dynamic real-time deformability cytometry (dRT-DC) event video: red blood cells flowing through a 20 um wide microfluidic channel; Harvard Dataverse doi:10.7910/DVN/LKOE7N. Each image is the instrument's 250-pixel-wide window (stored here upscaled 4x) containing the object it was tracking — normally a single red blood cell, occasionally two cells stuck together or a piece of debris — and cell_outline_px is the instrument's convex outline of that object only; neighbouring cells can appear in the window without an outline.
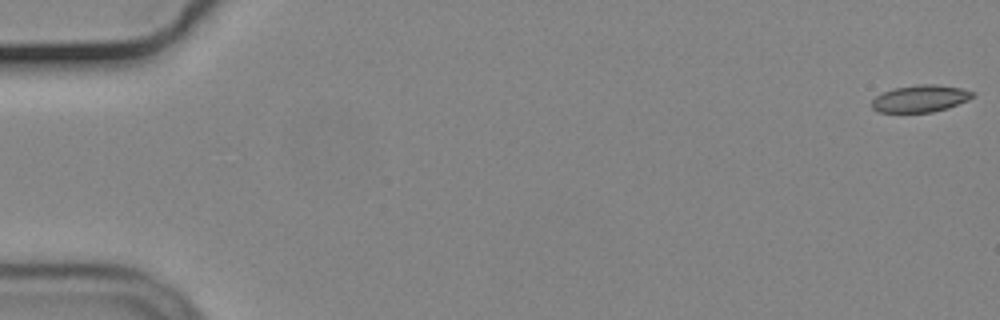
{"species": "common noctule bat (a hibernating species)", "species_latin": "Nyctalus noctula", "temperature_condition": "cold", "stored_images_in_passage": 56, "camera_frame_rate_fps": 3000, "um_per_image_px": 0.085, "animal": {"sex": "male", "body_mass_g": 19.2, "forearm_length_mm": 51.8}, "frame": {"image": 1, "passage_image": 1, "time_ms": 0.0, "image_size_px": [1000, 320], "cell_outline_px": [[976, 96], [968, 100], [948, 108], [932, 112], [880, 112], [872, 108], [872, 100], [876, 96], [884, 92], [896, 88], [920, 84], [936, 84], [960, 88], [976, 92]], "centroid_in_image_um": [78.28, 8.38], "position_along_channel_um": 6.7, "area_um2": 15.84}}
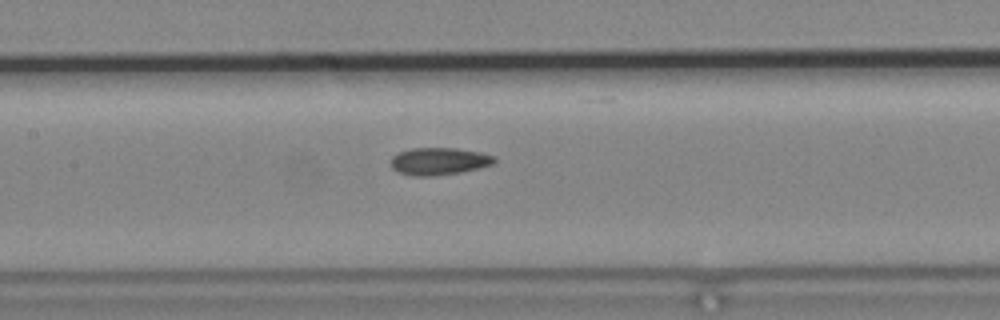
{"frame": {"image": 2, "passage_image": 27, "time_ms": 8.667, "image_size_px": [1000, 320], "cell_outline_px": [[496, 160], [492, 164], [460, 172], [432, 176], [412, 176], [396, 172], [392, 168], [392, 156], [400, 152], [412, 148], [456, 148], [480, 152], [496, 156]], "centroid_in_image_um": [37.3, 13.7], "position_along_channel_um": 170.1, "area_um2": 16.42}}
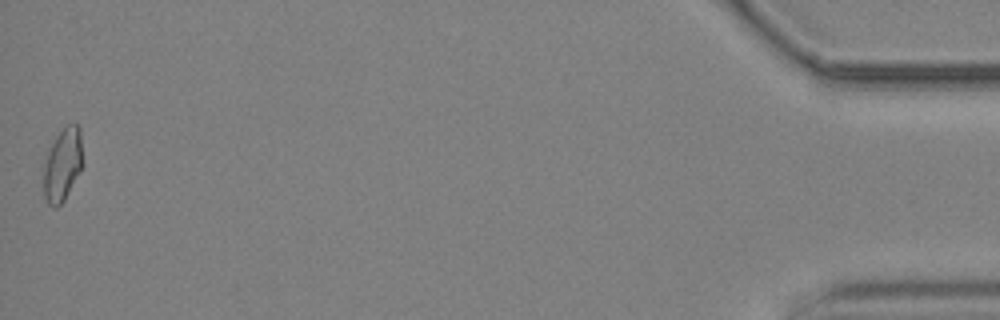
{"frame": {"image": 3, "passage_image": 56, "time_ms": 18.333, "image_size_px": [1000, 320], "cell_outline_px": [[84, 164], [64, 200], [56, 208], [52, 208], [48, 204], [44, 196], [44, 164], [48, 148], [64, 124], [76, 124], [80, 128]], "centroid_in_image_um": [5.33, 13.96], "position_along_channel_um": 429.9, "area_um2": 16.99}, "authors_computed_cell_mechanics": {"area_um2": 16.2418, "velocity_mm_per_s": 3.688, "shape_relaxation_time_tau1_ms": null, "shape_relaxation_time_tau2_ms": 3.2274, "deformation_change_tau1": null, "deformation_change_tau2": 0.0954}}